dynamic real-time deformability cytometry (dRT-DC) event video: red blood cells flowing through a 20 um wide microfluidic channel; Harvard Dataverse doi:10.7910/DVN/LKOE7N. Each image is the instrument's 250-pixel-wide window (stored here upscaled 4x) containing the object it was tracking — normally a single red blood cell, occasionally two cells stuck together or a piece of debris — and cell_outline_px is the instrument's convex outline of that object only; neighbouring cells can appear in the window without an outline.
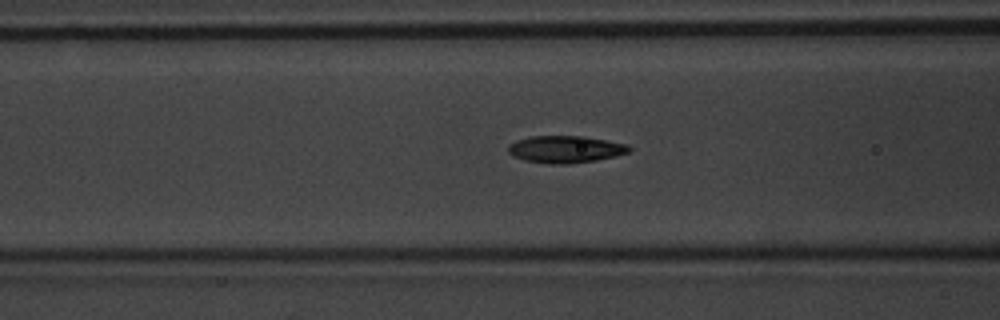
{"species": "common noctule bat (a hibernating species)", "species_latin": "Nyctalus noctula", "temperature_condition": "warm", "stored_images_in_passage": 41, "camera_frame_rate_fps": 3000, "um_per_image_px": 0.085, "animal": {"sex": "male", "body_mass_g": 20.1, "forearm_length_mm": 53.5}, "frame": {"image": 1, "passage_image": 7, "time_ms": 2.0, "image_size_px": [1000, 320], "cell_outline_px": [[632, 148], [628, 152], [616, 156], [596, 160], [568, 164], [552, 164], [524, 160], [512, 156], [508, 152], [508, 144], [516, 140], [532, 136], [584, 136], [628, 144]], "centroid_in_image_um": [48.05, 12.68], "position_along_channel_um": 118.5, "area_um2": 19.19}}
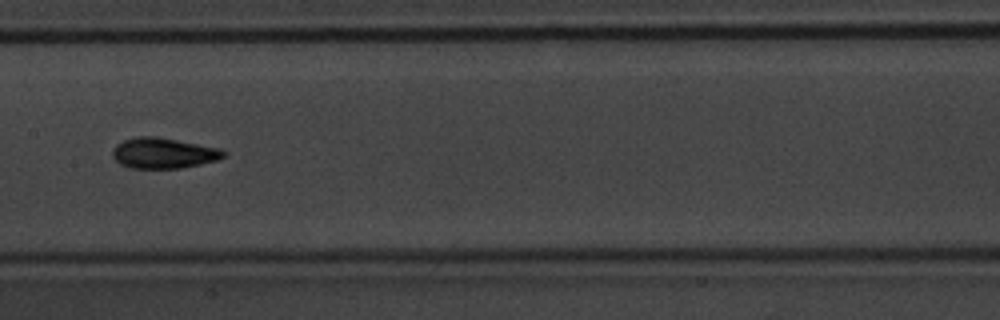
{"frame": {"image": 2, "passage_image": 13, "time_ms": 4.0, "image_size_px": [1000, 320], "cell_outline_px": [[228, 152], [224, 156], [216, 160], [200, 164], [180, 168], [128, 168], [120, 164], [112, 156], [112, 148], [116, 144], [124, 140], [136, 136], [156, 136], [220, 148]], "centroid_in_image_um": [13.86, 13.01], "position_along_channel_um": 193.5, "area_um2": 19.88}}
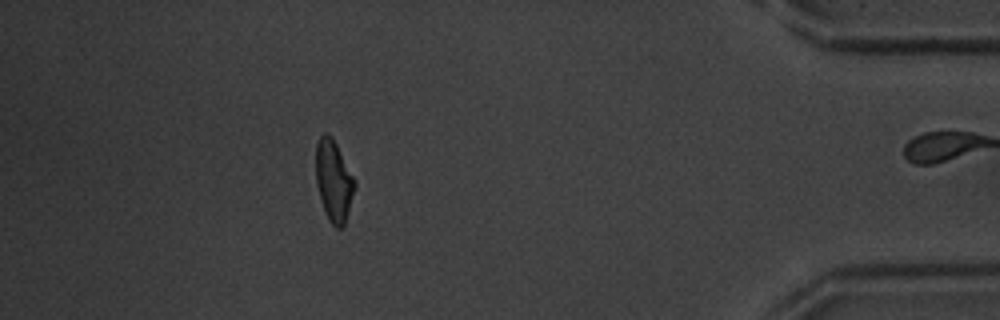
{"frame": {"image": 3, "passage_image": 34, "time_ms": 11.0, "image_size_px": [1000, 320], "cell_outline_px": [[356, 188], [344, 228], [336, 228], [328, 220], [324, 212], [316, 184], [316, 144], [320, 136], [324, 132], [328, 132], [332, 136], [356, 180]], "centroid_in_image_um": [28.38, 15.39], "position_along_channel_um": 406.8, "area_um2": 18.84}, "authors_computed_cell_mechanics": {"area_um2": 18.6116, "velocity_mm_per_s": 3.7389, "shape_relaxation_time_tau1_ms": 3.0779, "shape_relaxation_time_tau2_ms": 2.2193, "deformation_change_tau1": 0.1425, "deformation_change_tau2": 0.0952}}